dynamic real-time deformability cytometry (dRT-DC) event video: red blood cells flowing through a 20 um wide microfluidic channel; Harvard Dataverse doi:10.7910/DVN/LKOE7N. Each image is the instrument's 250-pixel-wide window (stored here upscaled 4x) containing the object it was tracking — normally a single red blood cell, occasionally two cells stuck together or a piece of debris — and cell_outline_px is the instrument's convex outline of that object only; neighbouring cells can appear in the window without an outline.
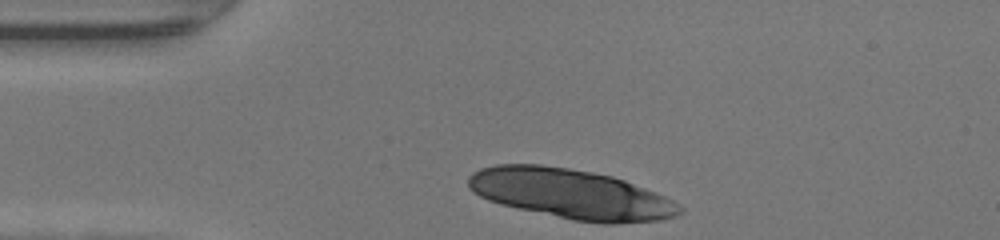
{"species": "human", "species_latin": "Homo sapiens", "temperature_condition": "warm", "stored_images_in_passage": 8, "camera_frame_rate_fps": 3000, "um_per_image_px": 0.085, "donor": {"sex": "female"}, "frame": {"image": 1, "passage_image": 1, "time_ms": 0.0, "image_size_px": [1000, 240], "cell_outline_px": [[684, 212], [676, 216], [660, 220], [616, 224], [604, 224], [576, 220], [500, 204], [488, 200], [472, 192], [468, 188], [468, 176], [472, 172], [480, 168], [496, 164], [540, 164], [568, 168], [592, 172], [612, 176], [624, 180], [656, 192], [680, 204], [684, 208]], "centroid_in_image_um": [48.54, 16.48], "position_along_channel_um": 36.5, "area_um2": 61.44}}